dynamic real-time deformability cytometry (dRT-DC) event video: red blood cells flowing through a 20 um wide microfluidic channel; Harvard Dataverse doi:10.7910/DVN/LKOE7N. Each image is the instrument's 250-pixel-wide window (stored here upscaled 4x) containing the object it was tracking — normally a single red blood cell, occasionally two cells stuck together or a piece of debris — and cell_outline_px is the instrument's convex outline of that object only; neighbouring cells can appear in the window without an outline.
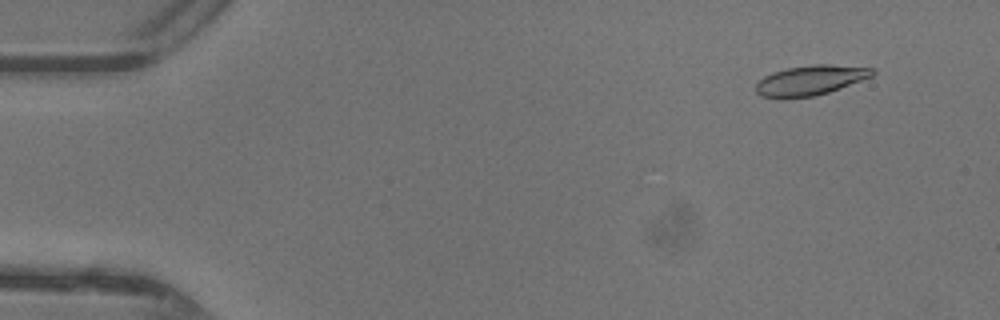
{"species": "common noctule bat (a hibernating species)", "species_latin": "Nyctalus noctula", "temperature_condition": "warm", "stored_images_in_passage": 48, "camera_frame_rate_fps": 3000, "um_per_image_px": 0.085, "animal": {"sex": "female"}, "frame": {"image": 1, "passage_image": 5, "time_ms": 1.333, "image_size_px": [1000, 320], "cell_outline_px": [[876, 72], [872, 76], [840, 88], [816, 96], [780, 100], [760, 96], [756, 92], [756, 84], [764, 76], [772, 72], [788, 68], [812, 64], [828, 64], [872, 68]], "centroid_in_image_um": [68.82, 6.85], "position_along_channel_um": 16.2, "area_um2": 20.58}}
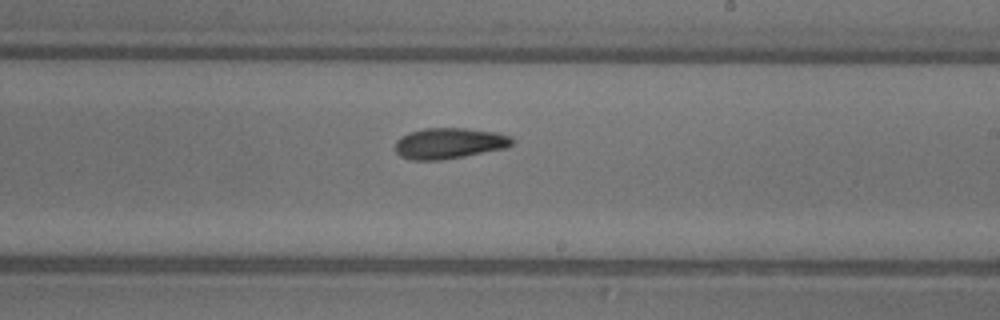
{"frame": {"image": 2, "passage_image": 29, "time_ms": 9.333, "image_size_px": [1000, 320], "cell_outline_px": [[512, 144], [504, 148], [464, 156], [440, 160], [412, 160], [400, 156], [396, 152], [396, 140], [400, 136], [408, 132], [424, 128], [464, 128], [496, 132], [512, 136]], "centroid_in_image_um": [38.14, 12.17], "position_along_channel_um": 250.9, "area_um2": 20.98}}
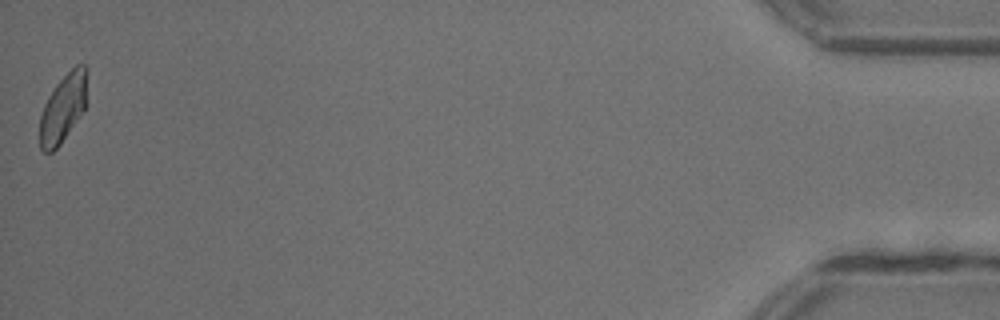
{"frame": {"image": 3, "passage_image": 48, "time_ms": 15.667, "image_size_px": [1000, 320], "cell_outline_px": [[88, 104], [60, 144], [52, 152], [44, 152], [40, 148], [40, 116], [44, 104], [48, 96], [56, 84], [76, 64], [84, 64], [88, 68]], "centroid_in_image_um": [5.42, 9.13], "position_along_channel_um": 429.8, "area_um2": 19.19}, "authors_computed_cell_mechanics": {"area_um2": 20.3456, "velocity_mm_per_s": 4.3973, "shape_relaxation_time_tau1_ms": 4.3095, "shape_relaxation_time_tau2_ms": 5.1264, "deformation_change_tau1": 0.1397, "deformation_change_tau2": 0.12}}